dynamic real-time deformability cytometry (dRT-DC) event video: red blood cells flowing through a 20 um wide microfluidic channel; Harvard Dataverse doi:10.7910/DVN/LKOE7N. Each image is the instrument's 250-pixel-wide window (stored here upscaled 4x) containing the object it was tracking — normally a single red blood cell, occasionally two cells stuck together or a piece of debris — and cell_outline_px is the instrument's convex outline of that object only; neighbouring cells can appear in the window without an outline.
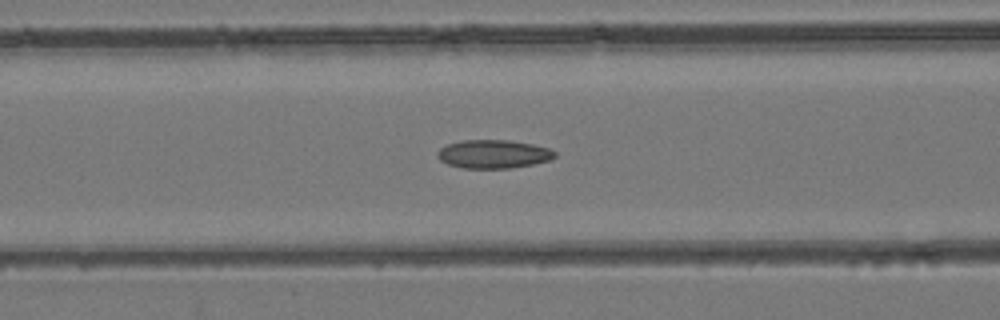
{"species": "common noctule bat (a hibernating species)", "species_latin": "Nyctalus noctula", "temperature_condition": "room temperature", "stored_images_in_passage": 50, "camera_frame_rate_fps": 3000, "um_per_image_px": 0.085, "animal": {"sex": "female", "body_mass_g": 24.6, "forearm_length_mm": 56.2}, "frame": {"image": 1, "passage_image": 21, "time_ms": 6.667, "image_size_px": [1000, 320], "cell_outline_px": [[556, 156], [548, 160], [532, 164], [508, 168], [464, 168], [448, 164], [440, 160], [436, 156], [436, 152], [440, 148], [448, 144], [464, 140], [508, 140], [532, 144], [548, 148], [556, 152]], "centroid_in_image_um": [41.91, 13.09], "position_along_channel_um": 124.7, "area_um2": 19.31}}
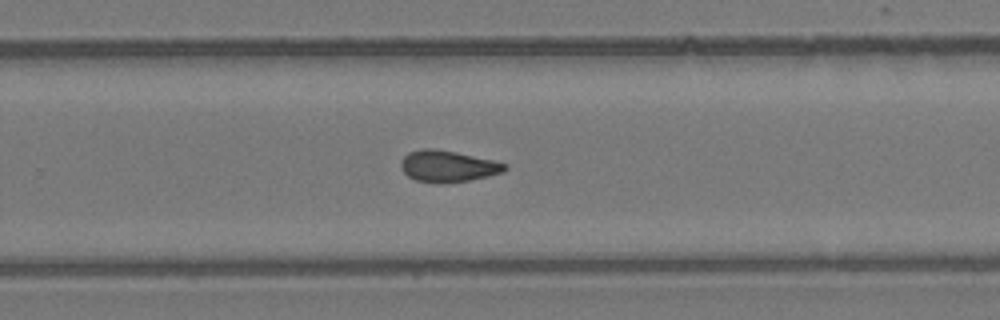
{"frame": {"image": 2, "passage_image": 33, "time_ms": 10.667, "image_size_px": [1000, 320], "cell_outline_px": [[508, 168], [504, 172], [488, 176], [468, 180], [416, 180], [408, 176], [400, 168], [400, 160], [408, 152], [420, 148], [432, 148], [456, 152], [492, 160], [508, 164]], "centroid_in_image_um": [38.06, 14.07], "position_along_channel_um": 291.7, "area_um2": 18.44}}
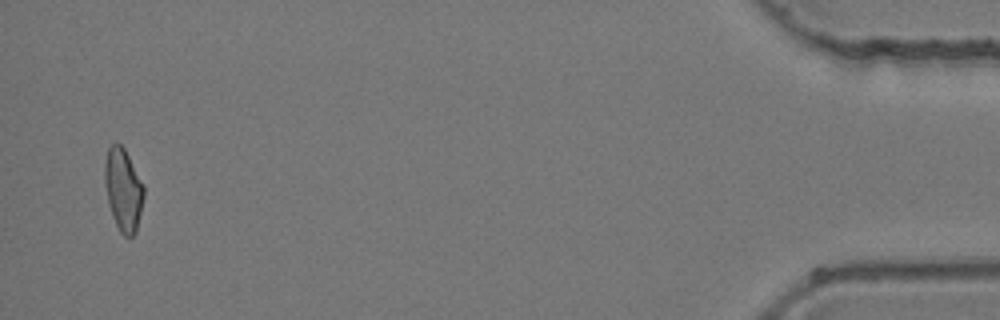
{"frame": {"image": 3, "passage_image": 49, "time_ms": 16.0, "image_size_px": [1000, 320], "cell_outline_px": [[144, 196], [136, 232], [132, 236], [124, 236], [120, 232], [112, 216], [108, 204], [104, 180], [104, 164], [108, 148], [116, 140], [124, 148], [144, 184]], "centroid_in_image_um": [10.47, 16.1], "position_along_channel_um": 424.7, "area_um2": 18.96}}